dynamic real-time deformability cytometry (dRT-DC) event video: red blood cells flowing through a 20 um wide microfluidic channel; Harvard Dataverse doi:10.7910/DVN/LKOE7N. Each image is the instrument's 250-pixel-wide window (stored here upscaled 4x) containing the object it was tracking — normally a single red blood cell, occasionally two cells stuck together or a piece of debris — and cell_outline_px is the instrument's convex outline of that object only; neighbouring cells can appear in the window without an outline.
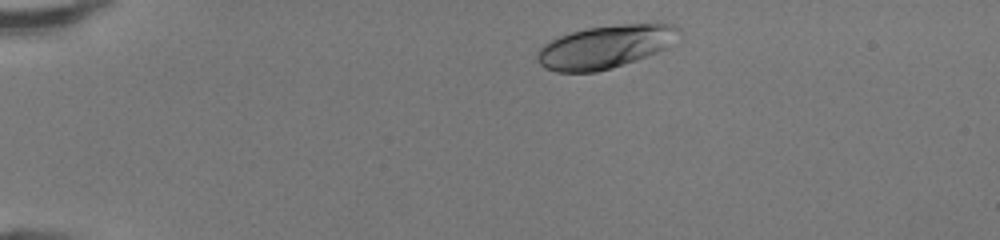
{"species": "human", "species_latin": "Homo sapiens", "temperature_condition": "room temperature", "stored_images_in_passage": 41, "camera_frame_rate_fps": 3000, "um_per_image_px": 0.085, "donor": {"sex": "female"}, "frame": {"image": 1, "passage_image": 3, "time_ms": 0.667, "image_size_px": [1000, 240], "cell_outline_px": [[680, 32], [668, 48], [636, 60], [612, 68], [596, 72], [556, 72], [544, 68], [536, 60], [536, 52], [548, 40], [572, 32], [588, 28], [652, 20], [660, 20], [672, 24], [680, 28]], "centroid_in_image_um": [51.5, 3.94], "position_along_channel_um": 33.5, "area_um2": 36.36}}
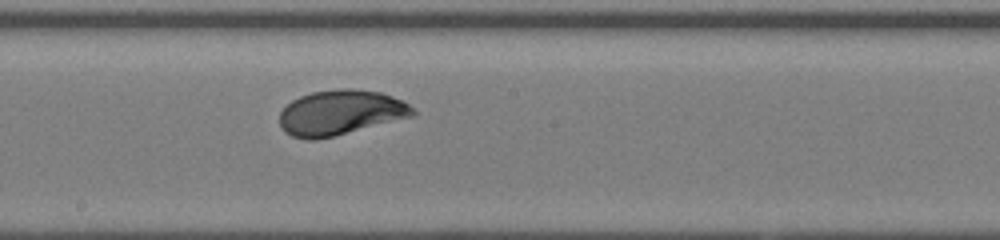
{"frame": {"image": 2, "passage_image": 21, "time_ms": 6.667, "image_size_px": [1000, 240], "cell_outline_px": [[416, 116], [316, 140], [308, 140], [292, 136], [284, 132], [280, 124], [280, 112], [292, 100], [300, 96], [312, 92], [340, 88], [352, 88], [380, 92], [392, 96], [408, 104], [416, 112]], "centroid_in_image_um": [28.95, 9.57], "position_along_channel_um": 219.3, "area_um2": 34.97}}
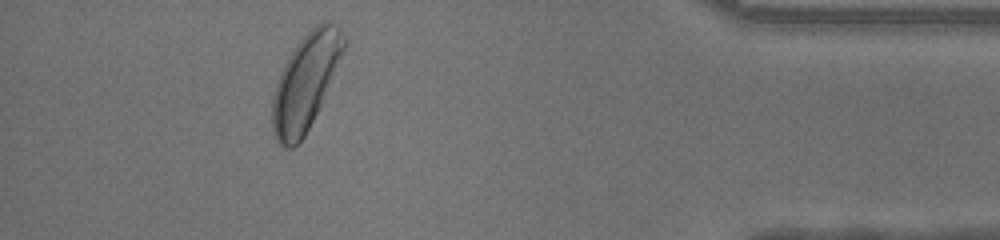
{"frame": {"image": 3, "passage_image": 37, "time_ms": 12.0, "image_size_px": [1000, 240], "cell_outline_px": [[348, 40], [320, 104], [304, 136], [292, 148], [284, 148], [276, 140], [272, 132], [272, 96], [280, 72], [288, 56], [296, 44], [320, 20], [324, 20], [340, 28]], "centroid_in_image_um": [25.94, 6.95], "position_along_channel_um": 409.3, "area_um2": 39.25}, "authors_computed_cell_mechanics": {"area_um2": 34.391, "velocity_mm_per_s": 4.2865, "shape_relaxation_time_tau1_ms": 2.5832, "shape_relaxation_time_tau2_ms": null, "deformation_change_tau1": 0.1369, "deformation_change_tau2": null}}